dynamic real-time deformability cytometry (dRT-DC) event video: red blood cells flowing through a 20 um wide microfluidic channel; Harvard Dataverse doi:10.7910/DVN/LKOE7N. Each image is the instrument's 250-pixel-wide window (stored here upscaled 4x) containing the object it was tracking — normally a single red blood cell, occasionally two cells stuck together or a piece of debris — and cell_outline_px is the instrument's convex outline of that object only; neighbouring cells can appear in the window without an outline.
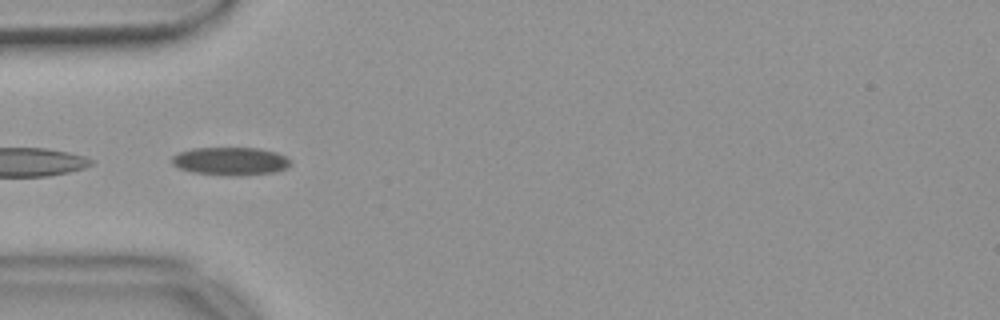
{"species": "common noctule bat (a hibernating species)", "species_latin": "Nyctalus noctula", "temperature_condition": "warm", "stored_images_in_passage": 20, "camera_frame_rate_fps": 3000, "um_per_image_px": 0.085, "animal": {"sex": "female", "body_mass_g": 18.4}, "frame": {"image": 1, "passage_image": 6, "time_ms": 1.667, "image_size_px": [1000, 320], "cell_outline_px": [[292, 164], [284, 168], [272, 172], [236, 176], [232, 176], [192, 172], [180, 168], [172, 164], [172, 156], [180, 152], [192, 148], [260, 148], [276, 152], [292, 160]], "centroid_in_image_um": [19.59, 13.69], "position_along_channel_um": 65.4, "area_um2": 19.31}}